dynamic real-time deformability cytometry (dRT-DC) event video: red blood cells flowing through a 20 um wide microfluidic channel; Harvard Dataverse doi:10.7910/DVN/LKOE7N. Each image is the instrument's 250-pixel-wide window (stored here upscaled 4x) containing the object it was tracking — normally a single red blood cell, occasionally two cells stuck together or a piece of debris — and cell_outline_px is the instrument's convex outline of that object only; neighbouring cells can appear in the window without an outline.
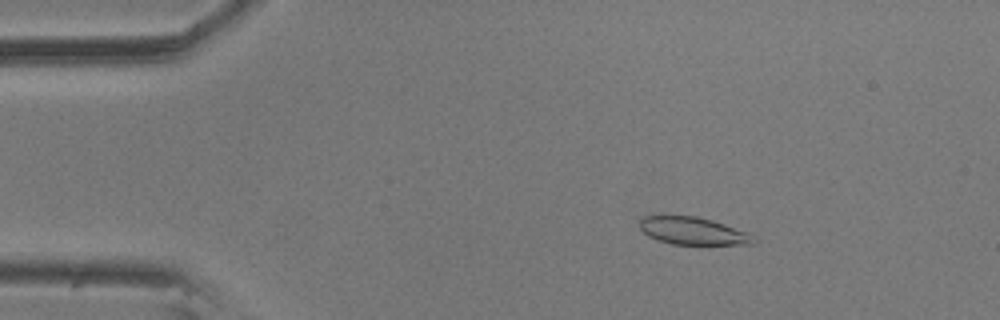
{"species": "common noctule bat (a hibernating species)", "species_latin": "Nyctalus noctula", "temperature_condition": "room temperature", "stored_images_in_passage": 57, "camera_frame_rate_fps": 3000, "um_per_image_px": 0.085, "animal": {"sex": "male", "body_mass_g": 20.5, "forearm_length_mm": 52.5}, "frame": {"image": 1, "passage_image": 9, "time_ms": 2.667, "image_size_px": [1000, 320], "cell_outline_px": [[756, 240], [752, 244], [672, 244], [648, 236], [640, 228], [640, 220], [644, 216], [696, 216], [712, 220], [748, 232]], "centroid_in_image_um": [58.9, 19.63], "position_along_channel_um": 26.1, "area_um2": 17.98}}
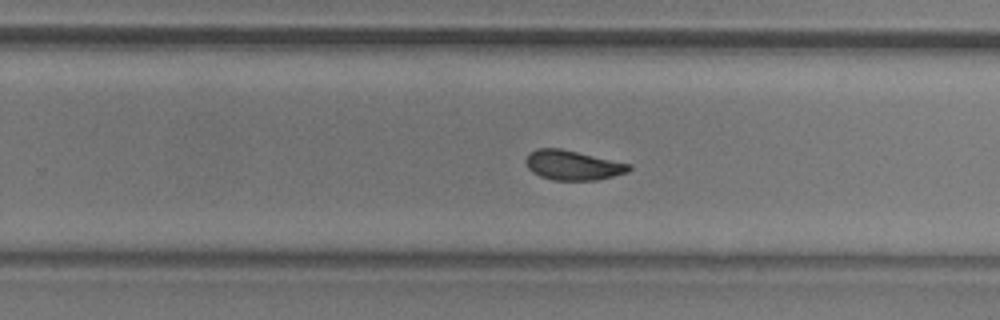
{"frame": {"image": 2, "passage_image": 36, "time_ms": 11.667, "image_size_px": [1000, 320], "cell_outline_px": [[632, 168], [628, 172], [596, 180], [552, 180], [540, 176], [532, 172], [524, 164], [524, 160], [528, 152], [536, 148], [560, 148], [632, 164]], "centroid_in_image_um": [48.64, 14.03], "position_along_channel_um": 281.2, "area_um2": 18.03}}
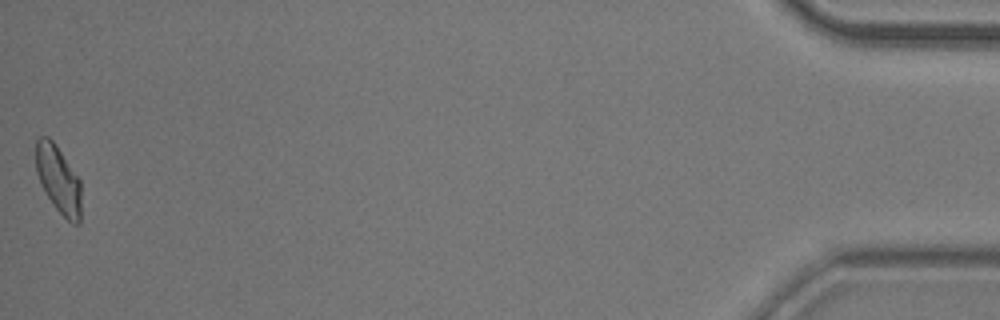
{"frame": {"image": 3, "passage_image": 57, "time_ms": 18.667, "image_size_px": [1000, 320], "cell_outline_px": [[80, 224], [72, 224], [56, 208], [40, 184], [36, 172], [36, 140], [40, 136], [48, 136], [56, 144], [80, 180]], "centroid_in_image_um": [4.95, 15.23], "position_along_channel_um": 430.2, "area_um2": 17.69}, "authors_computed_cell_mechanics": {"area_um2": 18.2648, "velocity_mm_per_s": 3.5146, "shape_relaxation_time_tau1_ms": 3.878, "shape_relaxation_time_tau2_ms": 1.6593, "deformation_change_tau1": 0.1247, "deformation_change_tau2": 0.0722}}